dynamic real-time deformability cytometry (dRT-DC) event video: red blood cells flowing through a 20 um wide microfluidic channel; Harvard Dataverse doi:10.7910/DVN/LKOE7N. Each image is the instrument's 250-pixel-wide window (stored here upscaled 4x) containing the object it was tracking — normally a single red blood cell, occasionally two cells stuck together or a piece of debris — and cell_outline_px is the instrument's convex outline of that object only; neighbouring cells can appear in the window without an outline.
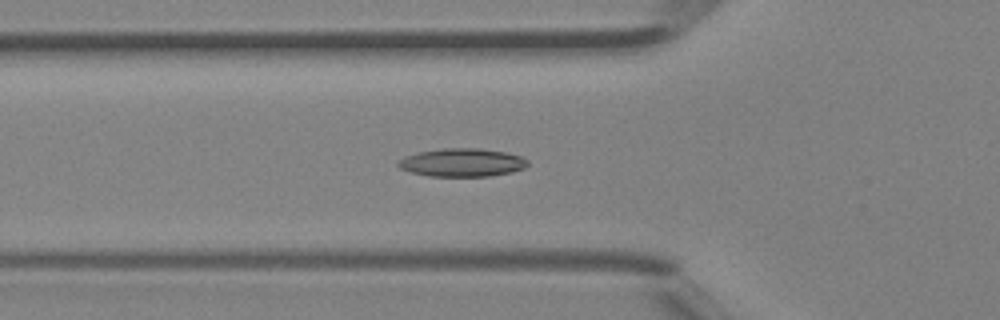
{"species": "Egyptian fruit bat (a non-hibernating species)", "species_latin": "Rousettus aegyptiacus", "temperature_condition": "room temperature", "stored_images_in_passage": 46, "camera_frame_rate_fps": 3000, "um_per_image_px": 0.085, "animal": {"sex": "female"}, "frame": {"image": 1, "passage_image": 17, "time_ms": 5.333, "image_size_px": [1000, 320], "cell_outline_px": [[528, 164], [524, 168], [512, 172], [488, 176], [428, 176], [412, 172], [400, 168], [396, 164], [404, 156], [420, 152], [440, 148], [480, 148], [508, 152], [520, 156], [528, 160]], "centroid_in_image_um": [39.3, 13.8], "position_along_channel_um": 86.5, "area_um2": 21.33}}
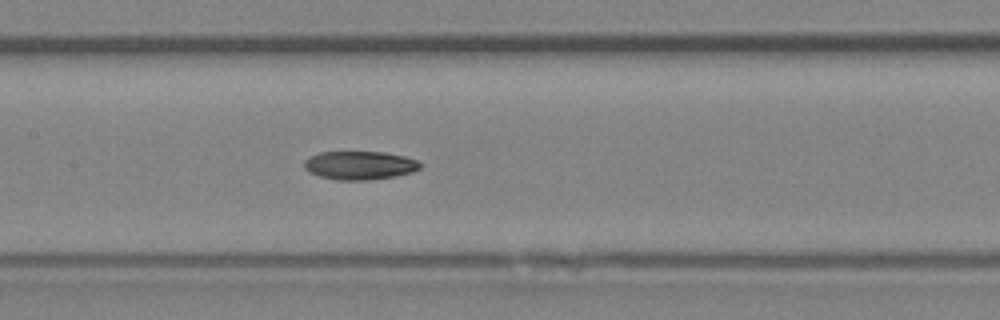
{"frame": {"image": 2, "passage_image": 23, "time_ms": 7.333, "image_size_px": [1000, 320], "cell_outline_px": [[424, 164], [420, 168], [412, 172], [396, 176], [368, 180], [336, 180], [320, 176], [308, 172], [304, 168], [304, 160], [308, 156], [320, 152], [384, 152], [404, 156], [416, 160]], "centroid_in_image_um": [30.56, 14.05], "position_along_channel_um": 176.8, "area_um2": 19.42}}
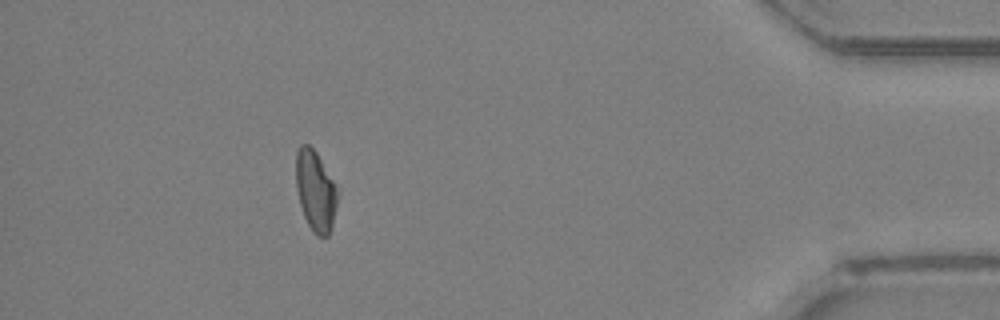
{"frame": {"image": 3, "passage_image": 42, "time_ms": 13.667, "image_size_px": [1000, 320], "cell_outline_px": [[340, 192], [332, 224], [328, 236], [316, 236], [312, 232], [304, 216], [300, 204], [296, 188], [296, 152], [300, 144], [308, 144], [316, 152], [340, 188]], "centroid_in_image_um": [26.84, 16.21], "position_along_channel_um": 408.4, "area_um2": 19.94}}